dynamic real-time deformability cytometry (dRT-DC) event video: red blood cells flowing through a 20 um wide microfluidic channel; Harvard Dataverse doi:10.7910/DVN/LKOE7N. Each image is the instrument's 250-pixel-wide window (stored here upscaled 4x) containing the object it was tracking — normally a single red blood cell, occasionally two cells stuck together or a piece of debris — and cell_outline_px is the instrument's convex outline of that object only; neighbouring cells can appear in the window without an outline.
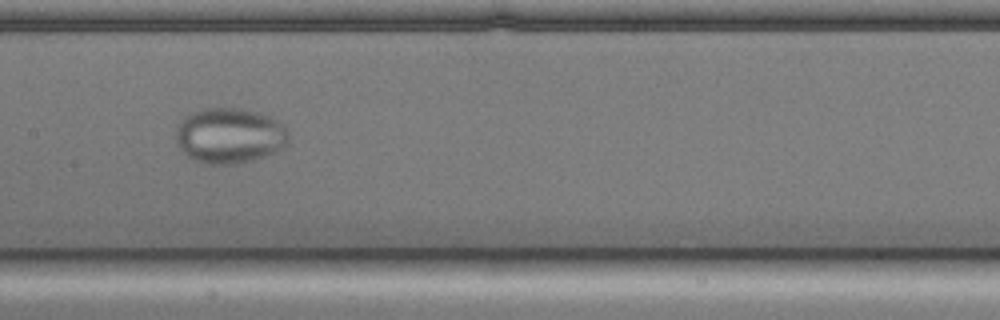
{"species": "common noctule bat (a hibernating species)", "species_latin": "Nyctalus noctula", "temperature_condition": "cold", "stored_images_in_passage": 55, "camera_frame_rate_fps": 3000, "um_per_image_px": 0.085, "animal": {"sex": "male", "body_mass_g": 17.9, "forearm_length_mm": 54.2}, "frame": {"image": 1, "passage_image": 26, "time_ms": 8.333, "image_size_px": [1000, 320], "cell_outline_px": [[288, 144], [284, 148], [276, 152], [252, 160], [236, 164], [204, 164], [192, 160], [176, 144], [176, 124], [184, 116], [200, 108], [240, 108], [260, 112], [272, 116], [284, 124], [288, 132]], "centroid_in_image_um": [19.51, 11.52], "position_along_channel_um": 187.9, "area_um2": 37.22}}
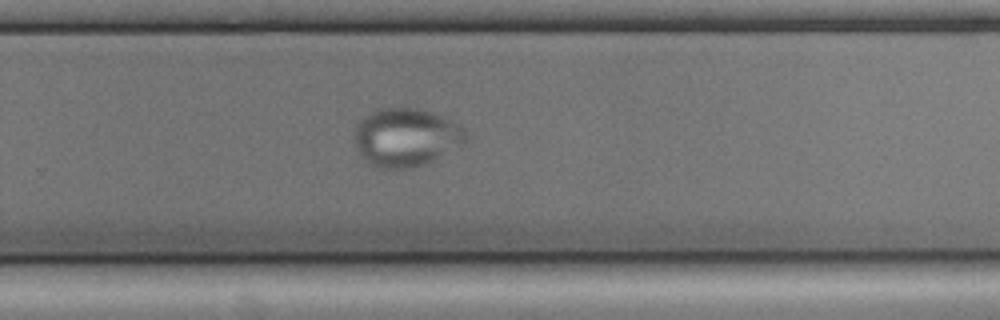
{"frame": {"image": 2, "passage_image": 35, "time_ms": 11.333, "image_size_px": [1000, 320], "cell_outline_px": [[468, 136], [464, 144], [432, 160], [412, 168], [384, 168], [372, 164], [360, 156], [356, 148], [352, 136], [356, 124], [364, 116], [380, 108], [420, 108], [440, 116], [456, 124]], "centroid_in_image_um": [34.44, 11.67], "position_along_channel_um": 295.4, "area_um2": 37.45}}